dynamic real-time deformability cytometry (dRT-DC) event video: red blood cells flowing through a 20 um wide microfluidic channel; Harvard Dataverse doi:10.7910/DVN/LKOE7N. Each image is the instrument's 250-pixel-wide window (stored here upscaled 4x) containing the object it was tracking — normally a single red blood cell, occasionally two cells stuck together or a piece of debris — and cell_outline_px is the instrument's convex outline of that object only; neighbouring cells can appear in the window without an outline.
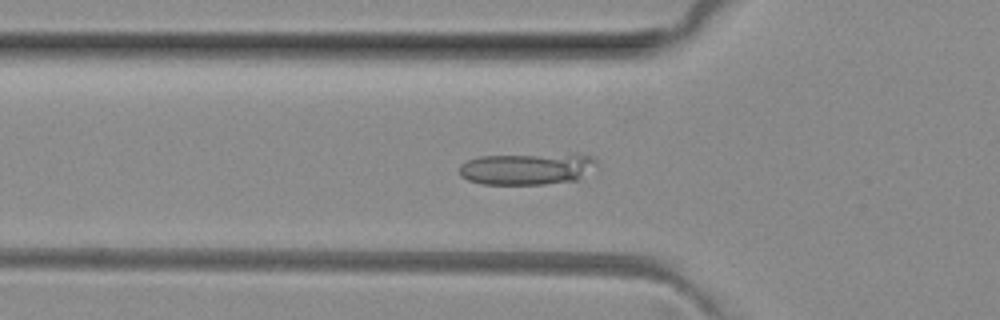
{"species": "common noctule bat (a hibernating species)", "species_latin": "Nyctalus noctula", "temperature_condition": "room temperature", "stored_images_in_passage": 41, "camera_frame_rate_fps": 3000, "um_per_image_px": 0.085, "animal": {"sex": "female", "body_mass_g": 29.2, "forearm_length_mm": 56.3}, "frame": {"image": 1, "passage_image": 9, "time_ms": 2.667, "image_size_px": [1000, 320], "cell_outline_px": [[596, 164], [580, 180], [544, 184], [480, 184], [468, 180], [460, 176], [460, 164], [468, 160], [480, 156], [572, 152], [576, 152], [592, 156], [596, 160]], "centroid_in_image_um": [44.84, 14.32], "position_along_channel_um": 81.0, "area_um2": 26.18}}
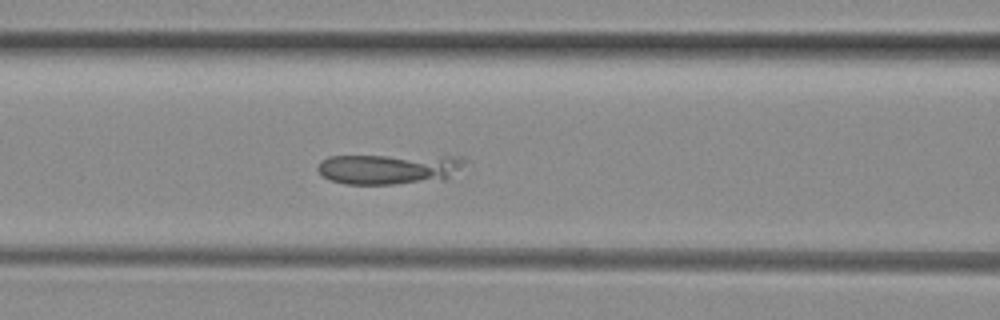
{"frame": {"image": 2, "passage_image": 13, "time_ms": 4.0, "image_size_px": [1000, 320], "cell_outline_px": [[468, 160], [460, 168], [444, 180], [396, 184], [348, 184], [328, 180], [320, 176], [316, 168], [320, 160], [328, 156], [464, 156]], "centroid_in_image_um": [33.02, 14.36], "position_along_channel_um": 133.6, "area_um2": 26.36}}